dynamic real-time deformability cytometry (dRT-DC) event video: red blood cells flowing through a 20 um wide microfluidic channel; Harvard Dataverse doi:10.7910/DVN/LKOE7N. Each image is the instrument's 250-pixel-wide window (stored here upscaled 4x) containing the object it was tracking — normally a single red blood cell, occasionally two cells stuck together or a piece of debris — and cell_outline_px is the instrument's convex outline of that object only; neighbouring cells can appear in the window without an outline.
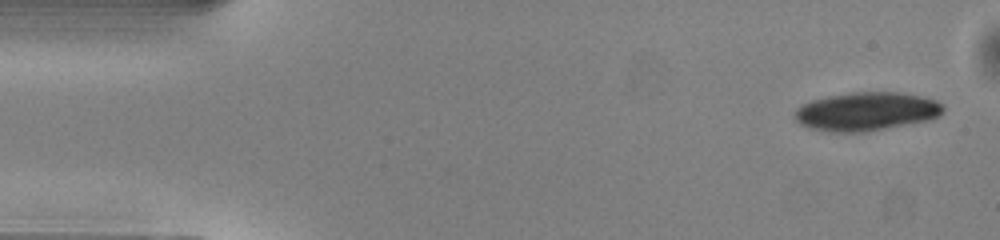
{"species": "common noctule bat (a hibernating species)", "species_latin": "Nyctalus noctula", "temperature_condition": "warm", "stored_images_in_passage": 33, "camera_frame_rate_fps": 3000, "um_per_image_px": 0.085, "animal": {"sex": "male", "body_mass_g": 13.0, "forearm_length_mm": 53.1}, "frame": {"image": 1, "passage_image": 1, "time_ms": 0.0, "image_size_px": [1000, 240], "cell_outline_px": [[944, 108], [940, 116], [932, 120], [864, 132], [828, 132], [808, 128], [800, 124], [792, 116], [796, 108], [800, 104], [812, 100], [852, 92], [896, 92], [936, 100]], "centroid_in_image_um": [73.6, 9.49], "position_along_channel_um": 11.4, "area_um2": 33.41}}
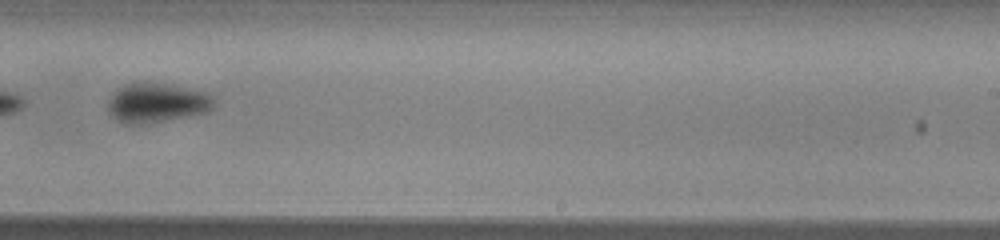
{"frame": {"image": 2, "passage_image": 30, "time_ms": 9.667, "image_size_px": [1000, 240], "cell_outline_px": [[216, 104], [208, 112], [148, 124], [124, 124], [108, 112], [108, 100], [124, 84], [140, 80], [144, 80], [172, 84], [208, 92], [216, 96]], "centroid_in_image_um": [13.39, 8.71], "position_along_channel_um": 275.6, "area_um2": 25.2}}